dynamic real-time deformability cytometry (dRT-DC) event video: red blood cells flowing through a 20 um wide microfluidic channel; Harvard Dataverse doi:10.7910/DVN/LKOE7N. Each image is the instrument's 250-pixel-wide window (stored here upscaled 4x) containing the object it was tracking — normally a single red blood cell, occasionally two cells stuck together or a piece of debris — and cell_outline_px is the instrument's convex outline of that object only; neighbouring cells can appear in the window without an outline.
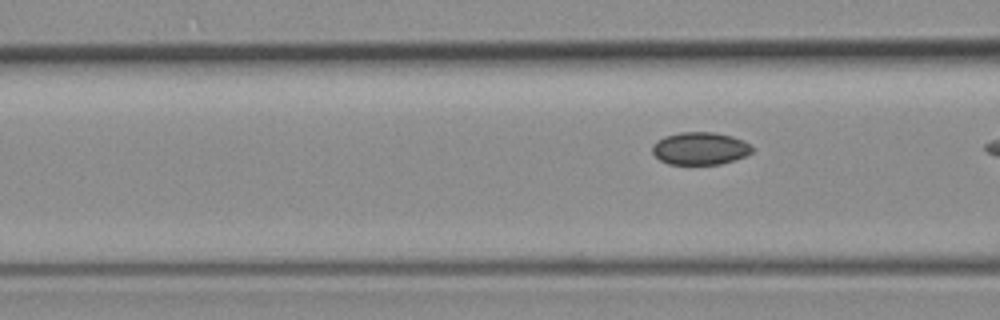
{"species": "common noctule bat (a hibernating species)", "species_latin": "Nyctalus noctula", "temperature_condition": "room temperature", "stored_images_in_passage": 6, "camera_frame_rate_fps": 3000, "um_per_image_px": 0.085, "animal": {"sex": "female", "body_mass_g": 19.3, "forearm_length_mm": 54.1}, "frame": {"image": 1, "passage_image": 3, "time_ms": 3.333, "image_size_px": [1000, 320], "cell_outline_px": [[752, 152], [744, 156], [720, 164], [668, 164], [660, 160], [652, 152], [652, 144], [656, 140], [664, 136], [680, 132], [716, 132], [732, 136], [744, 140], [752, 148]], "centroid_in_image_um": [59.47, 12.6], "position_along_channel_um": 107.1, "area_um2": 18.96}}